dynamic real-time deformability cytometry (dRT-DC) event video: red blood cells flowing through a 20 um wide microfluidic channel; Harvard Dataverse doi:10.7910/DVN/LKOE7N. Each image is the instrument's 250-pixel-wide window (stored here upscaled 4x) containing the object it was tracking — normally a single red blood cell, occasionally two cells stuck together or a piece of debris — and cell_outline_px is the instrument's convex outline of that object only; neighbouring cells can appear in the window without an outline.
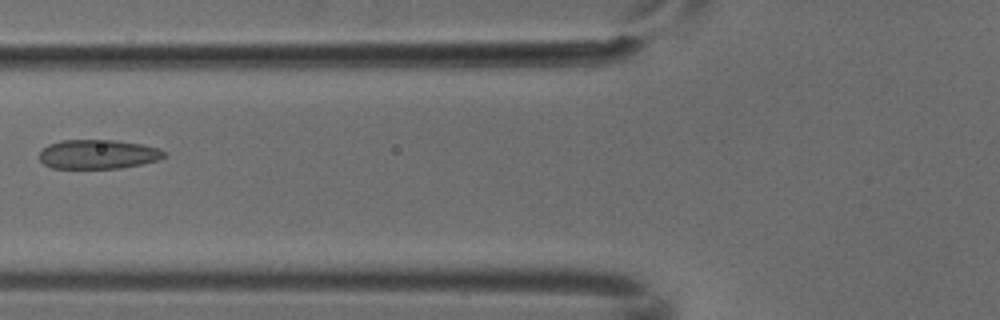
{"species": "common noctule bat (a hibernating species)", "species_latin": "Nyctalus noctula", "temperature_condition": "cold", "stored_images_in_passage": 6, "camera_frame_rate_fps": 3000, "um_per_image_px": 0.085, "animal": {"sex": "male", "body_mass_g": 18.8}, "frame": {"image": 1, "passage_image": 6, "time_ms": 1.667, "image_size_px": [1000, 320], "cell_outline_px": [[168, 156], [156, 160], [140, 164], [120, 168], [52, 168], [44, 164], [40, 160], [40, 152], [48, 144], [60, 140], [116, 140], [140, 144], [156, 148], [164, 152]], "centroid_in_image_um": [8.3, 13.11], "position_along_channel_um": 117.5, "area_um2": 21.1}}